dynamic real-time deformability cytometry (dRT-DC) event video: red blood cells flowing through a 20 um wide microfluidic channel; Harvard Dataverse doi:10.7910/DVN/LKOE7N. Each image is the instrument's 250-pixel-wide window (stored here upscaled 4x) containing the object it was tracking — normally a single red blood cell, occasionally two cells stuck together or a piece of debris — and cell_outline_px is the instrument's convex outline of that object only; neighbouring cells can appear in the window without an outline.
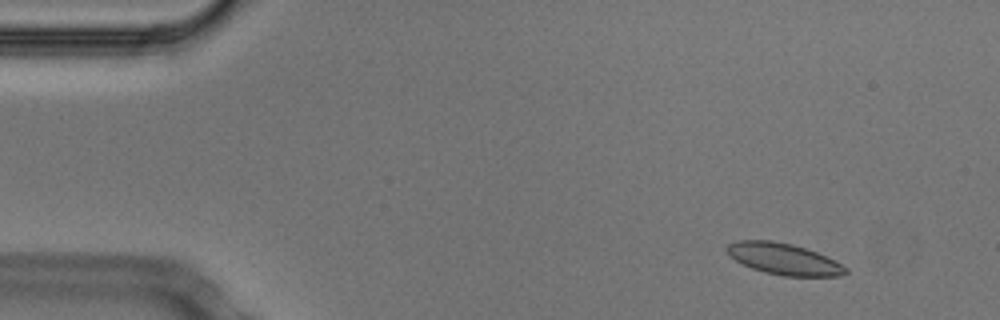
{"species": "Egyptian fruit bat (a non-hibernating species)", "species_latin": "Rousettus aegyptiacus", "temperature_condition": "cold", "stored_images_in_passage": 49, "camera_frame_rate_fps": 3000, "um_per_image_px": 0.085, "animal": {"sex": "male"}, "frame": {"image": 1, "passage_image": 1, "time_ms": 0.0, "image_size_px": [1000, 320], "cell_outline_px": [[848, 272], [840, 276], [784, 276], [764, 272], [752, 268], [728, 256], [724, 248], [728, 244], [736, 240], [772, 240], [792, 244], [816, 252], [848, 268]], "centroid_in_image_um": [66.56, 22.0], "position_along_channel_um": 18.4, "area_um2": 21.62}}
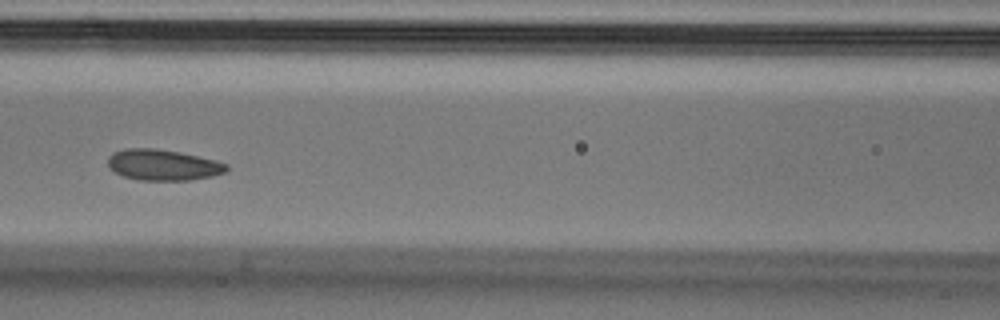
{"frame": {"image": 2, "passage_image": 19, "time_ms": 6.0, "image_size_px": [1000, 320], "cell_outline_px": [[228, 172], [212, 176], [188, 180], [140, 180], [124, 176], [108, 168], [108, 156], [112, 152], [124, 148], [156, 148], [180, 152], [216, 160], [228, 164]], "centroid_in_image_um": [13.86, 14.01], "position_along_channel_um": 152.7, "area_um2": 21.56}}
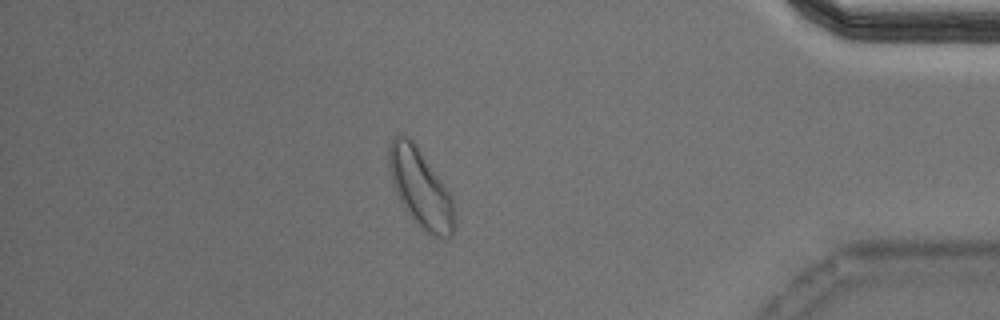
{"frame": {"image": 3, "passage_image": 42, "time_ms": 13.667, "image_size_px": [1000, 320], "cell_outline_px": [[456, 228], [452, 236], [448, 240], [436, 236], [420, 228], [404, 208], [396, 192], [388, 168], [388, 144], [396, 136], [408, 136], [416, 144], [448, 192], [452, 200], [456, 216]], "centroid_in_image_um": [35.75, 16.04], "position_along_channel_um": 399.4, "area_um2": 29.71}, "authors_computed_cell_mechanics": {"area_um2": 21.964, "velocity_mm_per_s": 3.7141, "shape_relaxation_time_tau1_ms": 5.9754, "shape_relaxation_time_tau2_ms": 2.2797, "deformation_change_tau1": 0.0981, "deformation_change_tau2": 0.0669}}